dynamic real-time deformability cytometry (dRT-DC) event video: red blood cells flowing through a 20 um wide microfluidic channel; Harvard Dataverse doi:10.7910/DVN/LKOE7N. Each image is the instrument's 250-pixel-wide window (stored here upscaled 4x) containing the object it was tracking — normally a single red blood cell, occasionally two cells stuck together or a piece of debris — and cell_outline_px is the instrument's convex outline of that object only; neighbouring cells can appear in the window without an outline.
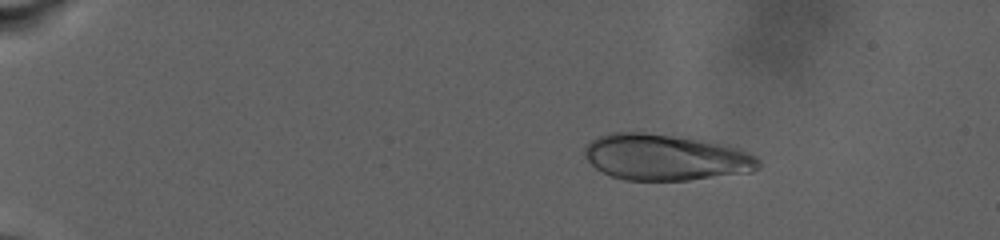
{"species": "human", "species_latin": "Homo sapiens", "temperature_condition": "warm", "stored_images_in_passage": 44, "camera_frame_rate_fps": 3000, "um_per_image_px": 0.085, "donor": {"sex": "male"}, "frame": {"image": 1, "passage_image": 13, "time_ms": 3.0, "image_size_px": [1000, 240], "cell_outline_px": [[760, 168], [752, 172], [688, 180], [624, 180], [612, 176], [596, 168], [584, 156], [584, 148], [592, 140], [600, 136], [612, 132], [640, 132], [672, 136], [696, 140], [736, 148], [748, 152], [756, 156], [760, 160]], "centroid_in_image_um": [56.56, 13.39], "position_along_channel_um": 28.4, "area_um2": 46.18}}
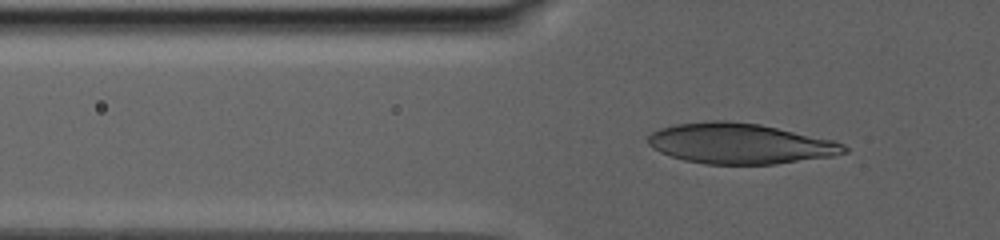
{"frame": {"image": 2, "passage_image": 35, "time_ms": 8.0, "image_size_px": [1000, 240], "cell_outline_px": [[848, 152], [832, 156], [776, 164], [704, 164], [684, 160], [660, 152], [648, 144], [648, 136], [652, 132], [660, 128], [676, 124], [712, 120], [728, 120], [760, 124], [832, 140], [844, 144], [848, 148]], "centroid_in_image_um": [62.89, 12.2], "position_along_channel_um": 62.9, "area_um2": 46.18}}
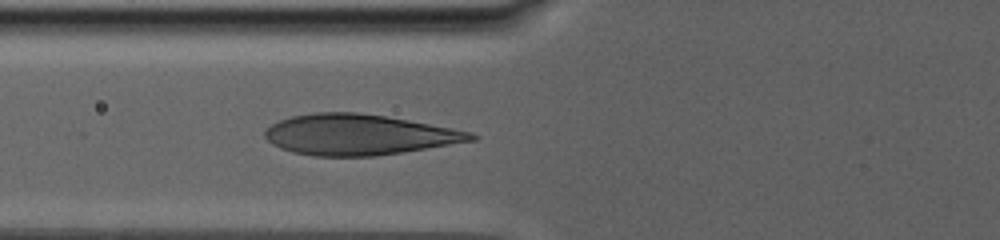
{"frame": {"image": 3, "passage_image": 43, "time_ms": 9.667, "image_size_px": [1000, 240], "cell_outline_px": [[480, 136], [476, 140], [404, 152], [372, 156], [312, 156], [292, 152], [280, 148], [272, 144], [264, 136], [264, 128], [280, 120], [292, 116], [316, 112], [356, 112], [388, 116], [452, 128], [472, 132]], "centroid_in_image_um": [30.49, 11.45], "position_along_channel_um": 95.3, "area_um2": 48.96}}